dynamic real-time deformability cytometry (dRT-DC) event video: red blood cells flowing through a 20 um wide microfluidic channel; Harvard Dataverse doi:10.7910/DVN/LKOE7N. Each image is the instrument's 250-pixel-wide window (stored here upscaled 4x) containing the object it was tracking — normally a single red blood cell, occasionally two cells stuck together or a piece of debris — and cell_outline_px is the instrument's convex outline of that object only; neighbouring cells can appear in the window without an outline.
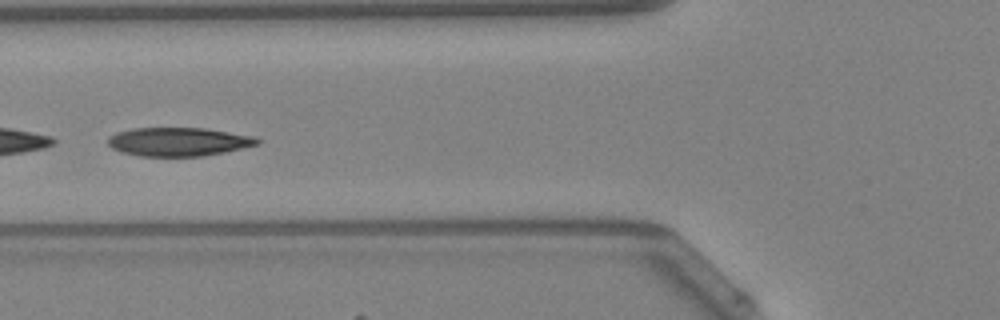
{"species": "Egyptian fruit bat (a non-hibernating species)", "species_latin": "Rousettus aegyptiacus", "temperature_condition": "warm", "stored_images_in_passage": 41, "camera_frame_rate_fps": 3000, "um_per_image_px": 0.085, "animal": {"sex": "female"}, "frame": {"image": 1, "passage_image": 13, "time_ms": 4.0, "image_size_px": [1000, 320], "cell_outline_px": [[260, 144], [224, 152], [204, 156], [140, 156], [120, 152], [112, 148], [108, 144], [108, 136], [116, 132], [132, 128], [204, 128], [256, 136], [260, 140]], "centroid_in_image_um": [15.17, 12.04], "position_along_channel_um": 110.6, "area_um2": 25.09}, "authors_computed_cell_mechanics": {"area_um2": 25.3164, "velocity_mm_per_s": 4.213, "shape_relaxation_time_tau1_ms": 5.8358, "shape_relaxation_time_tau2_ms": 3.1729, "deformation_change_tau1": 0.1654, "deformation_change_tau2": 0.0726}}